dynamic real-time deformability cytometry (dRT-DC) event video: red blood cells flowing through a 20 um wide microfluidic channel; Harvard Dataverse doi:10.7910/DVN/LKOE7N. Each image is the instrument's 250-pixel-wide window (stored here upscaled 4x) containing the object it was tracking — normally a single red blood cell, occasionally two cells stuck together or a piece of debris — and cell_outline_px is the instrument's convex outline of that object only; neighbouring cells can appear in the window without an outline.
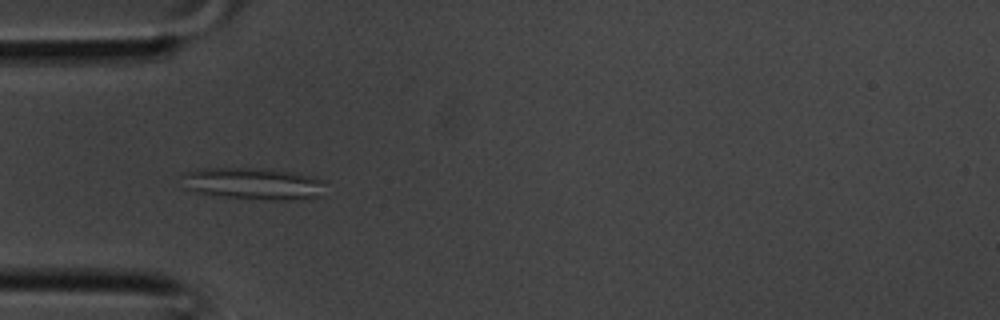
{"species": "common noctule bat (a hibernating species)", "species_latin": "Nyctalus noctula", "temperature_condition": "room temperature", "stored_images_in_passage": 27, "camera_frame_rate_fps": 3000, "um_per_image_px": 0.085, "animal": {"sex": "male", "body_mass_g": 20.1, "forearm_length_mm": 53.5}, "frame": {"image": 1, "passage_image": 1, "time_ms": 0.0, "image_size_px": [1000, 320], "cell_outline_px": [[324, 196], [296, 200], [272, 200], [224, 196], [196, 192], [188, 188], [180, 176], [184, 172], [196, 168], [264, 168], [312, 176], [324, 180]], "centroid_in_image_um": [21.57, 15.6], "position_along_channel_um": 63.4, "area_um2": 26.76}}
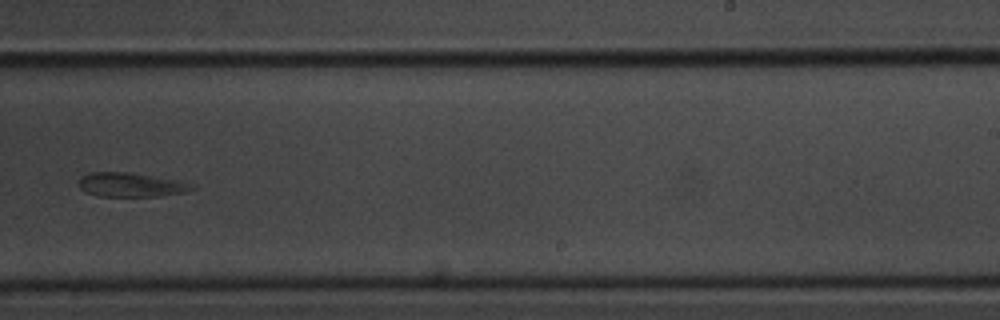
{"frame": {"image": 2, "passage_image": 13, "time_ms": 4.0, "image_size_px": [1000, 320], "cell_outline_px": [[196, 188], [184, 192], [160, 196], [96, 196], [84, 192], [76, 184], [80, 176], [88, 172], [124, 172], [152, 176], [192, 184]], "centroid_in_image_um": [10.99, 15.71], "position_along_channel_um": 278.0, "area_um2": 15.84}}
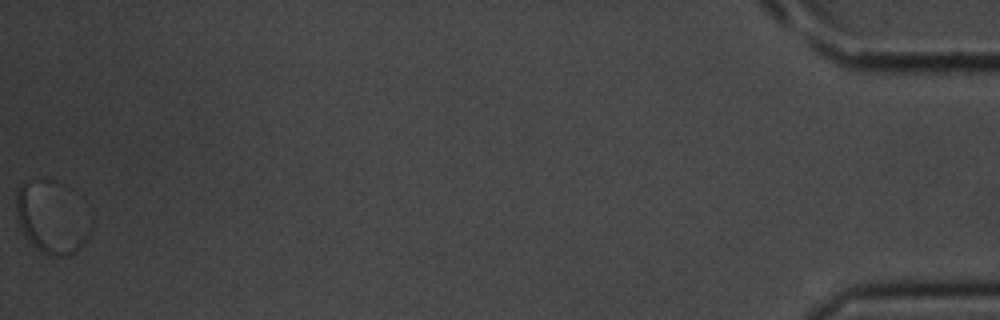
{"frame": {"image": 3, "passage_image": 27, "time_ms": 8.667, "image_size_px": [1000, 320], "cell_outline_px": [[92, 228], [88, 236], [80, 248], [76, 252], [68, 256], [44, 256], [28, 240], [20, 228], [16, 220], [16, 188], [24, 180], [36, 176], [92, 224]], "centroid_in_image_um": [4.2, 18.68], "position_along_channel_um": 431.0, "area_um2": 28.67}}